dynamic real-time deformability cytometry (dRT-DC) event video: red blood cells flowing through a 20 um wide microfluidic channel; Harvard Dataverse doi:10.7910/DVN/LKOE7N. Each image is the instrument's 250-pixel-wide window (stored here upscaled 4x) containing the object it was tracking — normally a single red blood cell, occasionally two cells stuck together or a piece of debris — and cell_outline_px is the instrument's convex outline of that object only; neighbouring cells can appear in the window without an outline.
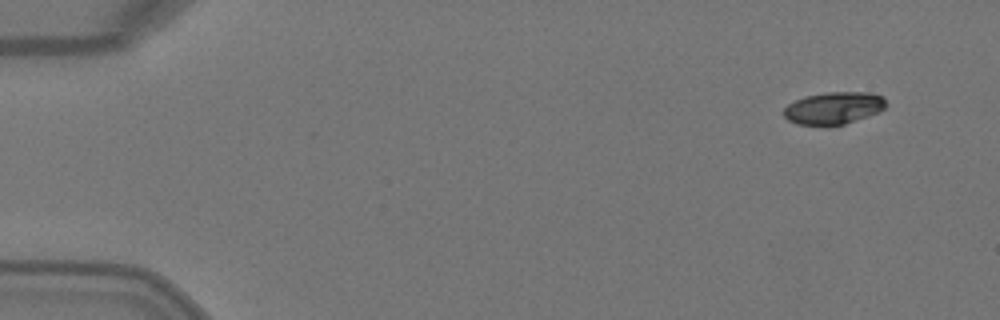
{"species": "Egyptian fruit bat (a non-hibernating species)", "species_latin": "Rousettus aegyptiacus", "temperature_condition": "warm", "stored_images_in_passage": 5, "camera_frame_rate_fps": 3000, "um_per_image_px": 0.085, "animal": {"sex": "female"}, "frame": {"image": 1, "passage_image": 1, "time_ms": 0.0, "image_size_px": [1000, 320], "cell_outline_px": [[888, 104], [880, 112], [844, 124], [828, 128], [796, 124], [788, 120], [784, 116], [784, 108], [788, 104], [796, 100], [808, 96], [828, 92], [872, 92], [884, 96]], "centroid_in_image_um": [70.89, 9.22], "position_along_channel_um": 14.1, "area_um2": 19.77}}
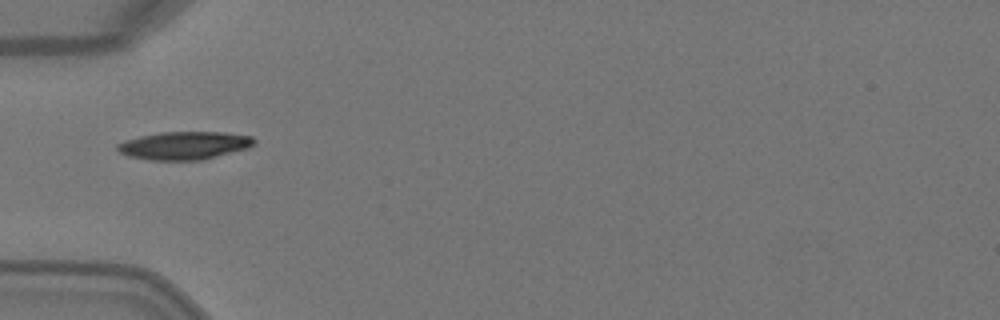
{"frame": {"image": 2, "passage_image": 4, "time_ms": 1.0, "image_size_px": [1000, 320], "cell_outline_px": [[256, 140], [248, 148], [204, 160], [148, 160], [128, 156], [120, 152], [116, 148], [116, 144], [124, 140], [140, 136], [160, 132], [224, 132], [252, 136]], "centroid_in_image_um": [15.65, 12.37], "position_along_channel_um": 69.4, "area_um2": 22.43}}
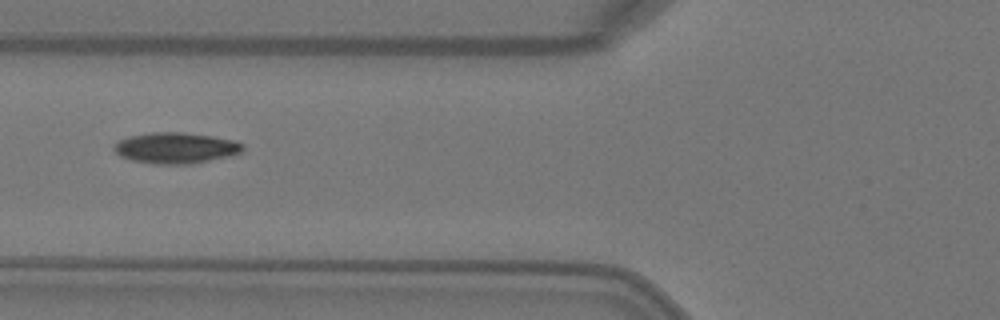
{"frame": {"image": 3, "passage_image": 5, "time_ms": 1.333, "image_size_px": [1000, 320], "cell_outline_px": [[244, 148], [240, 152], [228, 156], [188, 164], [152, 164], [132, 160], [120, 156], [112, 148], [120, 140], [128, 136], [152, 132], [184, 132], [236, 140], [244, 144]], "centroid_in_image_um": [14.93, 12.57], "position_along_channel_um": 110.9, "area_um2": 23.12}}